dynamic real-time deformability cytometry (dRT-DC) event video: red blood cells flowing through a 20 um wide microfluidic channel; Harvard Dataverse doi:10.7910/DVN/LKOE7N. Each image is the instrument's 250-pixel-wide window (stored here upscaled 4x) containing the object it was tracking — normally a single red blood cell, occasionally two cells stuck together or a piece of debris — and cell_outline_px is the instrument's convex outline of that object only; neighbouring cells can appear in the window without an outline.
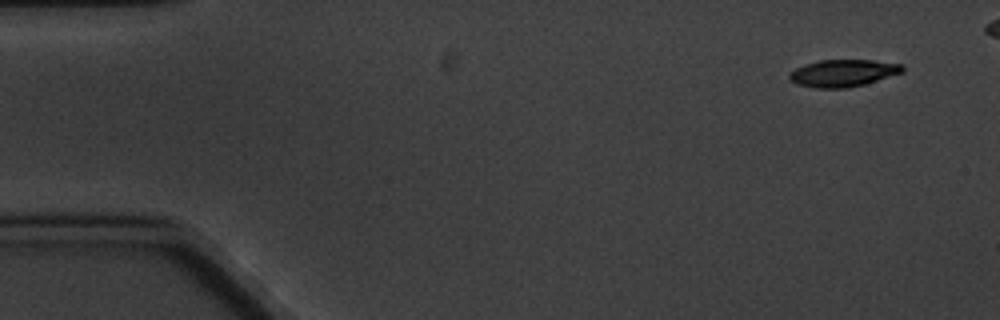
{"species": "common noctule bat (a hibernating species)", "species_latin": "Nyctalus noctula", "temperature_condition": "cold", "stored_images_in_passage": 6, "camera_frame_rate_fps": 3000, "um_per_image_px": 0.085, "animal": {"sex": "male", "body_mass_g": 20.1, "forearm_length_mm": 53.5}, "frame": {"image": 1, "passage_image": 1, "time_ms": 0.0, "image_size_px": [1000, 320], "cell_outline_px": [[904, 72], [864, 84], [848, 88], [816, 88], [796, 84], [788, 76], [788, 72], [804, 64], [820, 60], [872, 60], [904, 64]], "centroid_in_image_um": [71.66, 6.21], "position_along_channel_um": 13.3, "area_um2": 17.98}}